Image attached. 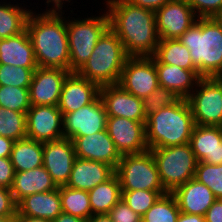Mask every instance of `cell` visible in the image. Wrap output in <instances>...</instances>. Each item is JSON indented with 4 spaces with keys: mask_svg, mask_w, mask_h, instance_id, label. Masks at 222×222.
I'll list each match as a JSON object with an SVG mask.
<instances>
[{
    "mask_svg": "<svg viewBox=\"0 0 222 222\" xmlns=\"http://www.w3.org/2000/svg\"><path fill=\"white\" fill-rule=\"evenodd\" d=\"M13 222H51V221L45 220L43 218L22 216V215H19L18 213H16V216H15Z\"/></svg>",
    "mask_w": 222,
    "mask_h": 222,
    "instance_id": "49",
    "label": "cell"
},
{
    "mask_svg": "<svg viewBox=\"0 0 222 222\" xmlns=\"http://www.w3.org/2000/svg\"><path fill=\"white\" fill-rule=\"evenodd\" d=\"M167 191L134 190L122 191V200L141 217L153 206L157 199Z\"/></svg>",
    "mask_w": 222,
    "mask_h": 222,
    "instance_id": "35",
    "label": "cell"
},
{
    "mask_svg": "<svg viewBox=\"0 0 222 222\" xmlns=\"http://www.w3.org/2000/svg\"><path fill=\"white\" fill-rule=\"evenodd\" d=\"M14 143V140L0 135V157H10Z\"/></svg>",
    "mask_w": 222,
    "mask_h": 222,
    "instance_id": "45",
    "label": "cell"
},
{
    "mask_svg": "<svg viewBox=\"0 0 222 222\" xmlns=\"http://www.w3.org/2000/svg\"><path fill=\"white\" fill-rule=\"evenodd\" d=\"M15 170L10 157H0V187L10 189L13 184Z\"/></svg>",
    "mask_w": 222,
    "mask_h": 222,
    "instance_id": "42",
    "label": "cell"
},
{
    "mask_svg": "<svg viewBox=\"0 0 222 222\" xmlns=\"http://www.w3.org/2000/svg\"><path fill=\"white\" fill-rule=\"evenodd\" d=\"M70 73L61 68L37 67L29 86L30 104L57 106L64 81Z\"/></svg>",
    "mask_w": 222,
    "mask_h": 222,
    "instance_id": "15",
    "label": "cell"
},
{
    "mask_svg": "<svg viewBox=\"0 0 222 222\" xmlns=\"http://www.w3.org/2000/svg\"><path fill=\"white\" fill-rule=\"evenodd\" d=\"M159 39H178L198 19L187 0H173L156 12Z\"/></svg>",
    "mask_w": 222,
    "mask_h": 222,
    "instance_id": "14",
    "label": "cell"
},
{
    "mask_svg": "<svg viewBox=\"0 0 222 222\" xmlns=\"http://www.w3.org/2000/svg\"><path fill=\"white\" fill-rule=\"evenodd\" d=\"M195 122L186 99L163 107L147 117L146 143L150 149L182 145L190 142Z\"/></svg>",
    "mask_w": 222,
    "mask_h": 222,
    "instance_id": "4",
    "label": "cell"
},
{
    "mask_svg": "<svg viewBox=\"0 0 222 222\" xmlns=\"http://www.w3.org/2000/svg\"><path fill=\"white\" fill-rule=\"evenodd\" d=\"M114 173L115 170L106 163L76 157L65 186L88 192L107 181Z\"/></svg>",
    "mask_w": 222,
    "mask_h": 222,
    "instance_id": "22",
    "label": "cell"
},
{
    "mask_svg": "<svg viewBox=\"0 0 222 222\" xmlns=\"http://www.w3.org/2000/svg\"><path fill=\"white\" fill-rule=\"evenodd\" d=\"M37 68H24L21 66H13L0 64V86H15L21 88H29L33 72Z\"/></svg>",
    "mask_w": 222,
    "mask_h": 222,
    "instance_id": "37",
    "label": "cell"
},
{
    "mask_svg": "<svg viewBox=\"0 0 222 222\" xmlns=\"http://www.w3.org/2000/svg\"><path fill=\"white\" fill-rule=\"evenodd\" d=\"M0 64L37 68L34 49L25 29L23 32L0 39Z\"/></svg>",
    "mask_w": 222,
    "mask_h": 222,
    "instance_id": "25",
    "label": "cell"
},
{
    "mask_svg": "<svg viewBox=\"0 0 222 222\" xmlns=\"http://www.w3.org/2000/svg\"><path fill=\"white\" fill-rule=\"evenodd\" d=\"M88 195L92 214H107L122 198L120 180L116 173L89 190Z\"/></svg>",
    "mask_w": 222,
    "mask_h": 222,
    "instance_id": "28",
    "label": "cell"
},
{
    "mask_svg": "<svg viewBox=\"0 0 222 222\" xmlns=\"http://www.w3.org/2000/svg\"><path fill=\"white\" fill-rule=\"evenodd\" d=\"M146 122L107 116L106 130L121 155L149 150L146 143Z\"/></svg>",
    "mask_w": 222,
    "mask_h": 222,
    "instance_id": "13",
    "label": "cell"
},
{
    "mask_svg": "<svg viewBox=\"0 0 222 222\" xmlns=\"http://www.w3.org/2000/svg\"><path fill=\"white\" fill-rule=\"evenodd\" d=\"M107 113L100 95L90 104L63 114L65 138L91 135L106 129Z\"/></svg>",
    "mask_w": 222,
    "mask_h": 222,
    "instance_id": "12",
    "label": "cell"
},
{
    "mask_svg": "<svg viewBox=\"0 0 222 222\" xmlns=\"http://www.w3.org/2000/svg\"><path fill=\"white\" fill-rule=\"evenodd\" d=\"M118 85L138 98L148 96L159 87L154 60L151 57H129Z\"/></svg>",
    "mask_w": 222,
    "mask_h": 222,
    "instance_id": "10",
    "label": "cell"
},
{
    "mask_svg": "<svg viewBox=\"0 0 222 222\" xmlns=\"http://www.w3.org/2000/svg\"><path fill=\"white\" fill-rule=\"evenodd\" d=\"M107 214L113 222H142V217L122 199Z\"/></svg>",
    "mask_w": 222,
    "mask_h": 222,
    "instance_id": "40",
    "label": "cell"
},
{
    "mask_svg": "<svg viewBox=\"0 0 222 222\" xmlns=\"http://www.w3.org/2000/svg\"><path fill=\"white\" fill-rule=\"evenodd\" d=\"M57 188L48 171L40 166L28 171L15 172L10 190L14 201L18 204L26 196L53 191Z\"/></svg>",
    "mask_w": 222,
    "mask_h": 222,
    "instance_id": "26",
    "label": "cell"
},
{
    "mask_svg": "<svg viewBox=\"0 0 222 222\" xmlns=\"http://www.w3.org/2000/svg\"><path fill=\"white\" fill-rule=\"evenodd\" d=\"M77 158L98 161L116 170L122 155L117 150L107 130L71 138Z\"/></svg>",
    "mask_w": 222,
    "mask_h": 222,
    "instance_id": "16",
    "label": "cell"
},
{
    "mask_svg": "<svg viewBox=\"0 0 222 222\" xmlns=\"http://www.w3.org/2000/svg\"><path fill=\"white\" fill-rule=\"evenodd\" d=\"M10 161L15 172L28 171L43 166V143L27 137L15 141Z\"/></svg>",
    "mask_w": 222,
    "mask_h": 222,
    "instance_id": "29",
    "label": "cell"
},
{
    "mask_svg": "<svg viewBox=\"0 0 222 222\" xmlns=\"http://www.w3.org/2000/svg\"><path fill=\"white\" fill-rule=\"evenodd\" d=\"M46 10V11H45ZM63 8L32 10L26 23L38 67L61 68L69 71V45L66 15ZM65 14V15H64Z\"/></svg>",
    "mask_w": 222,
    "mask_h": 222,
    "instance_id": "2",
    "label": "cell"
},
{
    "mask_svg": "<svg viewBox=\"0 0 222 222\" xmlns=\"http://www.w3.org/2000/svg\"><path fill=\"white\" fill-rule=\"evenodd\" d=\"M52 222H87V220L62 212Z\"/></svg>",
    "mask_w": 222,
    "mask_h": 222,
    "instance_id": "47",
    "label": "cell"
},
{
    "mask_svg": "<svg viewBox=\"0 0 222 222\" xmlns=\"http://www.w3.org/2000/svg\"><path fill=\"white\" fill-rule=\"evenodd\" d=\"M189 52L190 50L179 39H160L154 56L164 64L177 65L186 70H197Z\"/></svg>",
    "mask_w": 222,
    "mask_h": 222,
    "instance_id": "30",
    "label": "cell"
},
{
    "mask_svg": "<svg viewBox=\"0 0 222 222\" xmlns=\"http://www.w3.org/2000/svg\"><path fill=\"white\" fill-rule=\"evenodd\" d=\"M73 1V0H46L45 5H47L44 8H65L66 6H69V3ZM69 2V3H68ZM68 4V5H64V4ZM51 5V6H50Z\"/></svg>",
    "mask_w": 222,
    "mask_h": 222,
    "instance_id": "48",
    "label": "cell"
},
{
    "mask_svg": "<svg viewBox=\"0 0 222 222\" xmlns=\"http://www.w3.org/2000/svg\"><path fill=\"white\" fill-rule=\"evenodd\" d=\"M62 212L88 220L93 214L87 191L60 186Z\"/></svg>",
    "mask_w": 222,
    "mask_h": 222,
    "instance_id": "31",
    "label": "cell"
},
{
    "mask_svg": "<svg viewBox=\"0 0 222 222\" xmlns=\"http://www.w3.org/2000/svg\"><path fill=\"white\" fill-rule=\"evenodd\" d=\"M189 143L198 162L222 164V127L195 124Z\"/></svg>",
    "mask_w": 222,
    "mask_h": 222,
    "instance_id": "20",
    "label": "cell"
},
{
    "mask_svg": "<svg viewBox=\"0 0 222 222\" xmlns=\"http://www.w3.org/2000/svg\"><path fill=\"white\" fill-rule=\"evenodd\" d=\"M10 0L0 1V39H5L23 32L26 29L27 19L29 17L30 10L27 8L28 5L16 2L12 3ZM17 3V4H14ZM23 4V6H22Z\"/></svg>",
    "mask_w": 222,
    "mask_h": 222,
    "instance_id": "27",
    "label": "cell"
},
{
    "mask_svg": "<svg viewBox=\"0 0 222 222\" xmlns=\"http://www.w3.org/2000/svg\"><path fill=\"white\" fill-rule=\"evenodd\" d=\"M222 28V13L214 17Z\"/></svg>",
    "mask_w": 222,
    "mask_h": 222,
    "instance_id": "51",
    "label": "cell"
},
{
    "mask_svg": "<svg viewBox=\"0 0 222 222\" xmlns=\"http://www.w3.org/2000/svg\"><path fill=\"white\" fill-rule=\"evenodd\" d=\"M194 178L210 188L217 199L222 198V164L198 162Z\"/></svg>",
    "mask_w": 222,
    "mask_h": 222,
    "instance_id": "36",
    "label": "cell"
},
{
    "mask_svg": "<svg viewBox=\"0 0 222 222\" xmlns=\"http://www.w3.org/2000/svg\"><path fill=\"white\" fill-rule=\"evenodd\" d=\"M17 213V204L13 199L11 190L0 187V215L8 217L12 222Z\"/></svg>",
    "mask_w": 222,
    "mask_h": 222,
    "instance_id": "41",
    "label": "cell"
},
{
    "mask_svg": "<svg viewBox=\"0 0 222 222\" xmlns=\"http://www.w3.org/2000/svg\"><path fill=\"white\" fill-rule=\"evenodd\" d=\"M100 97L107 116L123 117L133 121L146 122L143 101L132 95L120 85L100 86Z\"/></svg>",
    "mask_w": 222,
    "mask_h": 222,
    "instance_id": "18",
    "label": "cell"
},
{
    "mask_svg": "<svg viewBox=\"0 0 222 222\" xmlns=\"http://www.w3.org/2000/svg\"><path fill=\"white\" fill-rule=\"evenodd\" d=\"M128 58L122 42L109 27L76 73L99 86L118 84Z\"/></svg>",
    "mask_w": 222,
    "mask_h": 222,
    "instance_id": "5",
    "label": "cell"
},
{
    "mask_svg": "<svg viewBox=\"0 0 222 222\" xmlns=\"http://www.w3.org/2000/svg\"><path fill=\"white\" fill-rule=\"evenodd\" d=\"M179 207L172 193L161 195L153 206L142 216V222H177Z\"/></svg>",
    "mask_w": 222,
    "mask_h": 222,
    "instance_id": "32",
    "label": "cell"
},
{
    "mask_svg": "<svg viewBox=\"0 0 222 222\" xmlns=\"http://www.w3.org/2000/svg\"><path fill=\"white\" fill-rule=\"evenodd\" d=\"M151 58L157 69L159 86L170 89L182 99H186L196 88L201 78L197 70H186L177 65L164 64L155 56Z\"/></svg>",
    "mask_w": 222,
    "mask_h": 222,
    "instance_id": "23",
    "label": "cell"
},
{
    "mask_svg": "<svg viewBox=\"0 0 222 222\" xmlns=\"http://www.w3.org/2000/svg\"><path fill=\"white\" fill-rule=\"evenodd\" d=\"M127 1L133 5H137L142 8H146L156 12L166 3L171 2L173 0H127Z\"/></svg>",
    "mask_w": 222,
    "mask_h": 222,
    "instance_id": "44",
    "label": "cell"
},
{
    "mask_svg": "<svg viewBox=\"0 0 222 222\" xmlns=\"http://www.w3.org/2000/svg\"><path fill=\"white\" fill-rule=\"evenodd\" d=\"M26 137L42 143L63 138V114L58 106L31 105L26 112Z\"/></svg>",
    "mask_w": 222,
    "mask_h": 222,
    "instance_id": "11",
    "label": "cell"
},
{
    "mask_svg": "<svg viewBox=\"0 0 222 222\" xmlns=\"http://www.w3.org/2000/svg\"><path fill=\"white\" fill-rule=\"evenodd\" d=\"M160 181L168 193L194 178L198 160L190 143L150 149Z\"/></svg>",
    "mask_w": 222,
    "mask_h": 222,
    "instance_id": "7",
    "label": "cell"
},
{
    "mask_svg": "<svg viewBox=\"0 0 222 222\" xmlns=\"http://www.w3.org/2000/svg\"><path fill=\"white\" fill-rule=\"evenodd\" d=\"M75 158L71 139L63 137L43 143V167L58 187L68 182Z\"/></svg>",
    "mask_w": 222,
    "mask_h": 222,
    "instance_id": "17",
    "label": "cell"
},
{
    "mask_svg": "<svg viewBox=\"0 0 222 222\" xmlns=\"http://www.w3.org/2000/svg\"><path fill=\"white\" fill-rule=\"evenodd\" d=\"M17 213L52 222L62 213L60 186L53 191L26 196L17 204Z\"/></svg>",
    "mask_w": 222,
    "mask_h": 222,
    "instance_id": "24",
    "label": "cell"
},
{
    "mask_svg": "<svg viewBox=\"0 0 222 222\" xmlns=\"http://www.w3.org/2000/svg\"><path fill=\"white\" fill-rule=\"evenodd\" d=\"M186 100L195 124L222 127V77L200 78Z\"/></svg>",
    "mask_w": 222,
    "mask_h": 222,
    "instance_id": "9",
    "label": "cell"
},
{
    "mask_svg": "<svg viewBox=\"0 0 222 222\" xmlns=\"http://www.w3.org/2000/svg\"><path fill=\"white\" fill-rule=\"evenodd\" d=\"M175 196L180 212L205 216L206 211L216 201L213 192L195 178L177 187Z\"/></svg>",
    "mask_w": 222,
    "mask_h": 222,
    "instance_id": "21",
    "label": "cell"
},
{
    "mask_svg": "<svg viewBox=\"0 0 222 222\" xmlns=\"http://www.w3.org/2000/svg\"><path fill=\"white\" fill-rule=\"evenodd\" d=\"M0 106L17 112L26 113L31 107L29 88L0 86Z\"/></svg>",
    "mask_w": 222,
    "mask_h": 222,
    "instance_id": "34",
    "label": "cell"
},
{
    "mask_svg": "<svg viewBox=\"0 0 222 222\" xmlns=\"http://www.w3.org/2000/svg\"><path fill=\"white\" fill-rule=\"evenodd\" d=\"M122 191H166L160 181L152 152L122 155L115 170Z\"/></svg>",
    "mask_w": 222,
    "mask_h": 222,
    "instance_id": "8",
    "label": "cell"
},
{
    "mask_svg": "<svg viewBox=\"0 0 222 222\" xmlns=\"http://www.w3.org/2000/svg\"><path fill=\"white\" fill-rule=\"evenodd\" d=\"M100 95V86L71 72L65 79L58 108L62 114L70 113L92 103Z\"/></svg>",
    "mask_w": 222,
    "mask_h": 222,
    "instance_id": "19",
    "label": "cell"
},
{
    "mask_svg": "<svg viewBox=\"0 0 222 222\" xmlns=\"http://www.w3.org/2000/svg\"><path fill=\"white\" fill-rule=\"evenodd\" d=\"M205 222H222V199H216L206 211Z\"/></svg>",
    "mask_w": 222,
    "mask_h": 222,
    "instance_id": "43",
    "label": "cell"
},
{
    "mask_svg": "<svg viewBox=\"0 0 222 222\" xmlns=\"http://www.w3.org/2000/svg\"><path fill=\"white\" fill-rule=\"evenodd\" d=\"M178 39L201 78L222 77V28L215 18H198Z\"/></svg>",
    "mask_w": 222,
    "mask_h": 222,
    "instance_id": "3",
    "label": "cell"
},
{
    "mask_svg": "<svg viewBox=\"0 0 222 222\" xmlns=\"http://www.w3.org/2000/svg\"><path fill=\"white\" fill-rule=\"evenodd\" d=\"M177 222H205V216L180 212Z\"/></svg>",
    "mask_w": 222,
    "mask_h": 222,
    "instance_id": "46",
    "label": "cell"
},
{
    "mask_svg": "<svg viewBox=\"0 0 222 222\" xmlns=\"http://www.w3.org/2000/svg\"><path fill=\"white\" fill-rule=\"evenodd\" d=\"M99 14L90 17L87 15L84 19L81 17L72 18L70 14L66 17L70 72H77L84 65L91 56L99 38L109 28L107 10L105 9L102 14Z\"/></svg>",
    "mask_w": 222,
    "mask_h": 222,
    "instance_id": "6",
    "label": "cell"
},
{
    "mask_svg": "<svg viewBox=\"0 0 222 222\" xmlns=\"http://www.w3.org/2000/svg\"><path fill=\"white\" fill-rule=\"evenodd\" d=\"M109 27L122 42L129 57L155 55L159 36L155 11L133 5L127 0H103Z\"/></svg>",
    "mask_w": 222,
    "mask_h": 222,
    "instance_id": "1",
    "label": "cell"
},
{
    "mask_svg": "<svg viewBox=\"0 0 222 222\" xmlns=\"http://www.w3.org/2000/svg\"><path fill=\"white\" fill-rule=\"evenodd\" d=\"M198 18H214L222 13V0H187Z\"/></svg>",
    "mask_w": 222,
    "mask_h": 222,
    "instance_id": "39",
    "label": "cell"
},
{
    "mask_svg": "<svg viewBox=\"0 0 222 222\" xmlns=\"http://www.w3.org/2000/svg\"><path fill=\"white\" fill-rule=\"evenodd\" d=\"M87 222H113L108 214H95L92 215Z\"/></svg>",
    "mask_w": 222,
    "mask_h": 222,
    "instance_id": "50",
    "label": "cell"
},
{
    "mask_svg": "<svg viewBox=\"0 0 222 222\" xmlns=\"http://www.w3.org/2000/svg\"><path fill=\"white\" fill-rule=\"evenodd\" d=\"M0 135L14 141L26 138V113L0 106Z\"/></svg>",
    "mask_w": 222,
    "mask_h": 222,
    "instance_id": "33",
    "label": "cell"
},
{
    "mask_svg": "<svg viewBox=\"0 0 222 222\" xmlns=\"http://www.w3.org/2000/svg\"><path fill=\"white\" fill-rule=\"evenodd\" d=\"M180 97L165 87H157L152 93L142 99L146 118L161 108L175 104Z\"/></svg>",
    "mask_w": 222,
    "mask_h": 222,
    "instance_id": "38",
    "label": "cell"
},
{
    "mask_svg": "<svg viewBox=\"0 0 222 222\" xmlns=\"http://www.w3.org/2000/svg\"><path fill=\"white\" fill-rule=\"evenodd\" d=\"M0 222H12L8 217L0 215Z\"/></svg>",
    "mask_w": 222,
    "mask_h": 222,
    "instance_id": "52",
    "label": "cell"
}]
</instances>
